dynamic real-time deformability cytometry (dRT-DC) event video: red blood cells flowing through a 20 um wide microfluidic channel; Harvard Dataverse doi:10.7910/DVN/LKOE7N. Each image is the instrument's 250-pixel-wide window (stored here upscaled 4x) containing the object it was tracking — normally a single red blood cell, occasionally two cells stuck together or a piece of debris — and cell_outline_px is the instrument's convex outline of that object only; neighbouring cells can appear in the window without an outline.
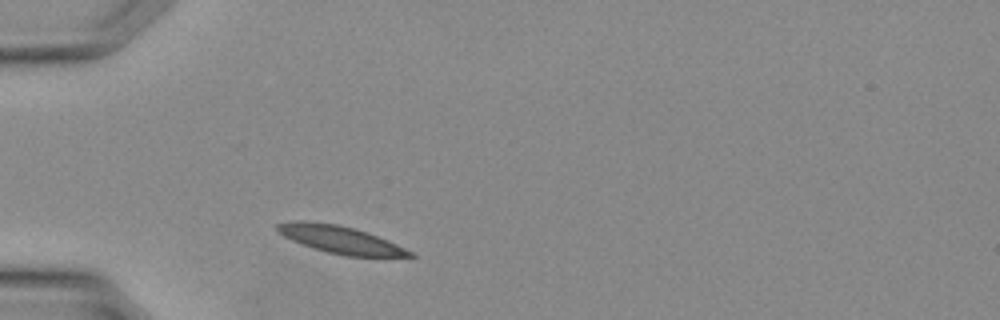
{"species": "Egyptian fruit bat (a non-hibernating species)", "species_latin": "Rousettus aegyptiacus", "temperature_condition": "warm", "stored_images_in_passage": 23, "camera_frame_rate_fps": 3000, "um_per_image_px": 0.085, "animal": {"sex": "female"}, "frame": {"image": 1, "passage_image": 1, "time_ms": 0.0, "image_size_px": [1000, 320], "cell_outline_px": [[416, 256], [412, 260], [344, 256], [312, 248], [292, 240], [284, 236], [276, 228], [276, 224], [292, 220], [304, 220], [336, 224], [352, 228], [388, 240], [412, 252]], "centroid_in_image_um": [29.07, 20.43], "position_along_channel_um": 55.9, "area_um2": 21.85}}
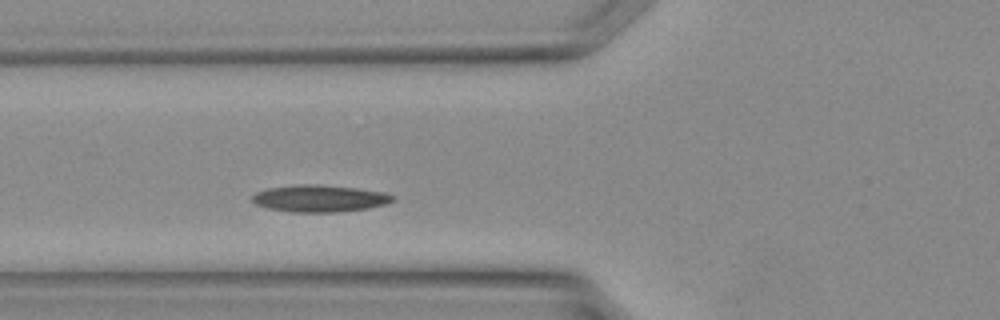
{"frame": {"image": 2, "passage_image": 4, "time_ms": 1.0, "image_size_px": [1000, 320], "cell_outline_px": [[396, 200], [384, 204], [368, 208], [336, 212], [292, 212], [268, 208], [256, 204], [252, 200], [252, 196], [256, 192], [268, 188], [300, 184], [316, 184], [356, 188], [384, 192], [396, 196]], "centroid_in_image_um": [27.18, 16.86], "position_along_channel_um": 98.6, "area_um2": 22.02}}
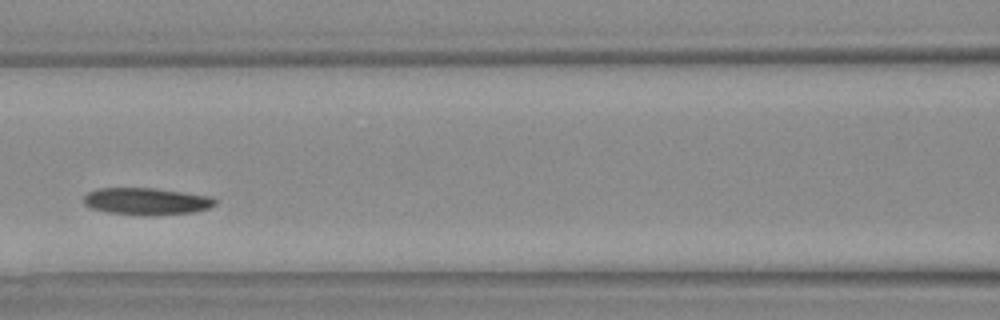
{"frame": {"image": 3, "passage_image": 7, "time_ms": 2.0, "image_size_px": [1000, 320], "cell_outline_px": [[216, 204], [208, 208], [192, 212], [152, 216], [144, 216], [108, 212], [92, 208], [84, 204], [84, 196], [88, 192], [100, 188], [152, 188], [208, 196], [216, 200]], "centroid_in_image_um": [12.42, 17.12], "position_along_channel_um": 154.2, "area_um2": 20.52}}